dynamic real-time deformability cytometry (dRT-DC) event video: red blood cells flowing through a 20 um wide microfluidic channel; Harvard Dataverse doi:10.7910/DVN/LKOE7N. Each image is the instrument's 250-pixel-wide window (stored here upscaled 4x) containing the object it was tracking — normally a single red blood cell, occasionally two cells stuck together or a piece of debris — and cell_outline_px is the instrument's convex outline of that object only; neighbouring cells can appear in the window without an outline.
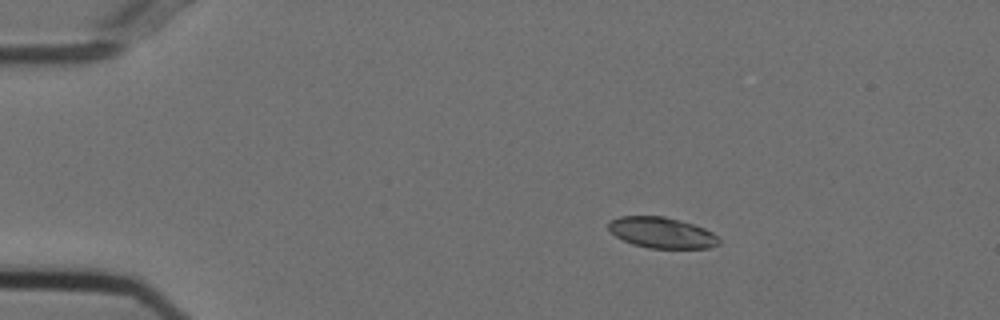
{"species": "Egyptian fruit bat (a non-hibernating species)", "species_latin": "Rousettus aegyptiacus", "temperature_condition": "cold", "stored_images_in_passage": 46, "camera_frame_rate_fps": 3000, "um_per_image_px": 0.085, "animal": {"sex": "female"}, "frame": {"image": 1, "passage_image": 1, "time_ms": 0.0, "image_size_px": [1000, 320], "cell_outline_px": [[720, 244], [708, 248], [648, 248], [632, 244], [616, 236], [608, 228], [608, 220], [620, 216], [664, 216], [680, 220], [704, 228], [712, 232], [720, 240]], "centroid_in_image_um": [56.24, 19.77], "position_along_channel_um": 28.8, "area_um2": 19.88}}
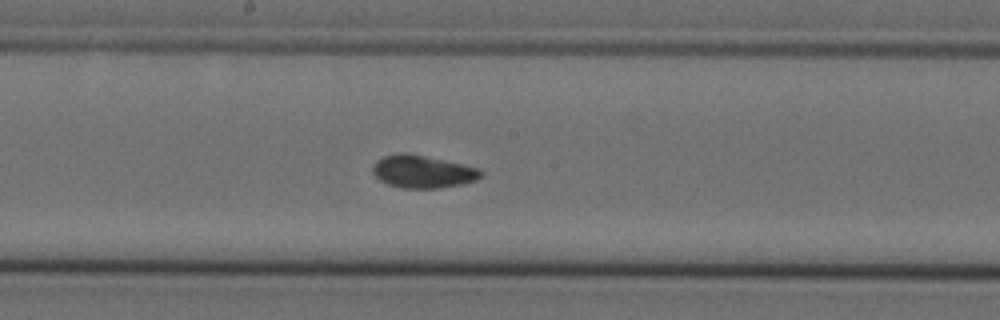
{"frame": {"image": 2, "passage_image": 21, "time_ms": 6.667, "image_size_px": [1000, 320], "cell_outline_px": [[484, 176], [476, 180], [460, 184], [440, 188], [400, 188], [388, 184], [380, 180], [372, 172], [372, 168], [376, 160], [384, 156], [400, 152], [408, 152], [480, 168], [484, 172]], "centroid_in_image_um": [35.94, 14.58], "position_along_channel_um": 212.3, "area_um2": 20.75}}
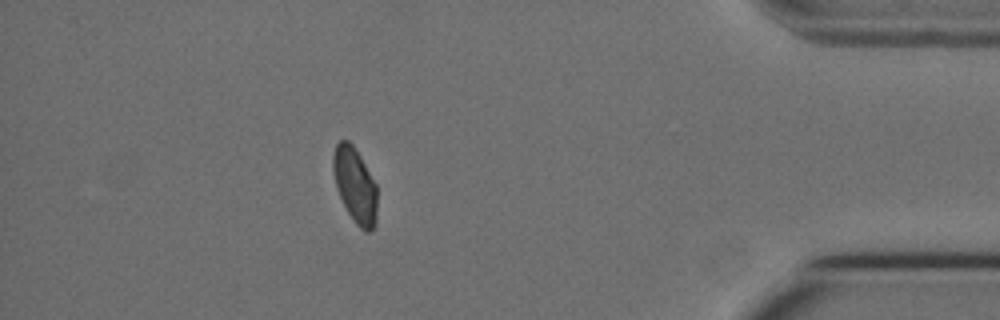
{"frame": {"image": 3, "passage_image": 40, "time_ms": 13.0, "image_size_px": [1000, 320], "cell_outline_px": [[376, 224], [368, 232], [364, 232], [356, 224], [348, 212], [336, 188], [332, 168], [332, 156], [336, 144], [340, 140], [348, 140], [352, 144], [360, 156], [376, 184]], "centroid_in_image_um": [30.16, 15.73], "position_along_channel_um": 405.0, "area_um2": 19.19}, "authors_computed_cell_mechanics": {"area_um2": 20.0855, "velocity_mm_per_s": 3.7196, "shape_relaxation_time_tau1_ms": null, "shape_relaxation_time_tau2_ms": 1.4027, "deformation_change_tau1": null, "deformation_change_tau2": 0.0672}}